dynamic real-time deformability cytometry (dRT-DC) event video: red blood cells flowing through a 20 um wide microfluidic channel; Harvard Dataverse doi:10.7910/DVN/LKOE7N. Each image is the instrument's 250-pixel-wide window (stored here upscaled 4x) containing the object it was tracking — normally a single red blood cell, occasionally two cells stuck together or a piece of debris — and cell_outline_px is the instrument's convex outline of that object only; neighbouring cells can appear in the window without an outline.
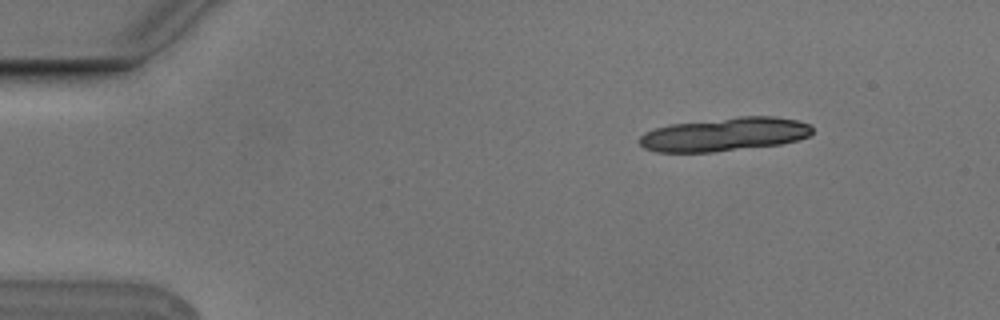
{"species": "Egyptian fruit bat (a non-hibernating species)", "species_latin": "Rousettus aegyptiacus", "temperature_condition": "cold", "stored_images_in_passage": 3, "camera_frame_rate_fps": 3000, "um_per_image_px": 0.085, "animal": {"sex": "male"}, "frame": {"image": 1, "passage_image": 1, "time_ms": 0.0, "image_size_px": [1000, 320], "cell_outline_px": [[812, 136], [780, 144], [712, 152], [656, 152], [644, 148], [640, 144], [640, 136], [644, 132], [668, 124], [740, 116], [772, 116], [796, 120], [808, 124], [812, 128]], "centroid_in_image_um": [61.57, 11.42], "position_along_channel_um": 23.4, "area_um2": 33.81}}